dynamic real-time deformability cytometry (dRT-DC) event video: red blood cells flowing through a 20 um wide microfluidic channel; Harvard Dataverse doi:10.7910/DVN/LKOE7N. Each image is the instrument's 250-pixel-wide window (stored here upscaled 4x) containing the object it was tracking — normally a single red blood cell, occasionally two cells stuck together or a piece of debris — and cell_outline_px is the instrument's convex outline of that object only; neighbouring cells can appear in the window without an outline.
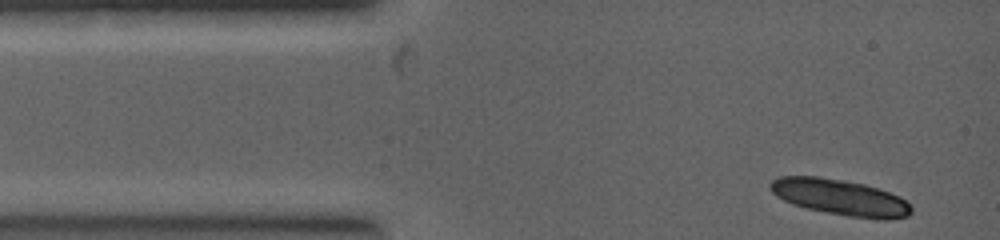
{"species": "common noctule bat (a hibernating species)", "species_latin": "Nyctalus noctula", "temperature_condition": "warm", "stored_images_in_passage": 3, "camera_frame_rate_fps": 5000, "um_per_image_px": 0.085, "animal": {"sex": "female", "body_mass_g": 19.0, "forearm_length_mm": 53.3}, "frame": {"image": 1, "passage_image": 1, "time_ms": 0.0, "image_size_px": [1000, 240], "cell_outline_px": [[912, 212], [908, 216], [888, 220], [884, 220], [848, 216], [808, 208], [792, 204], [776, 196], [768, 188], [768, 184], [772, 180], [780, 176], [820, 176], [844, 180], [864, 184], [900, 196], [912, 208]], "centroid_in_image_um": [71.39, 16.76], "position_along_channel_um": 13.6, "area_um2": 29.54}}